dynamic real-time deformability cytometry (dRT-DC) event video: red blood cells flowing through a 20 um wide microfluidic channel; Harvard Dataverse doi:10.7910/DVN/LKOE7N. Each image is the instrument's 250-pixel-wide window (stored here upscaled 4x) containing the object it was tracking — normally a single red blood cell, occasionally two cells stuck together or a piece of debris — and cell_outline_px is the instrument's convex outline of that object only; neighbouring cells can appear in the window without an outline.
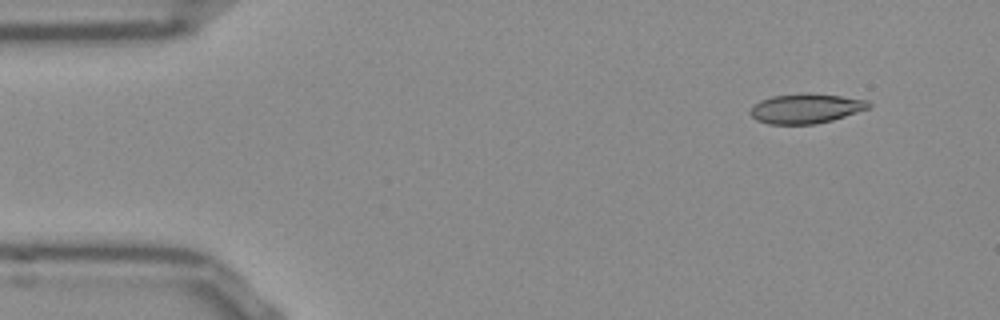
{"species": "Egyptian fruit bat (a non-hibernating species)", "species_latin": "Rousettus aegyptiacus", "temperature_condition": "room temperature", "stored_images_in_passage": 48, "camera_frame_rate_fps": 3000, "um_per_image_px": 0.085, "frame": {"image": 1, "passage_image": 1, "time_ms": 0.0, "image_size_px": [1000, 320], "cell_outline_px": [[872, 104], [868, 108], [832, 120], [816, 124], [768, 124], [756, 120], [748, 112], [760, 100], [772, 96], [808, 92], [840, 96], [868, 100]], "centroid_in_image_um": [68.48, 9.21], "position_along_channel_um": 16.5, "area_um2": 20.46}}
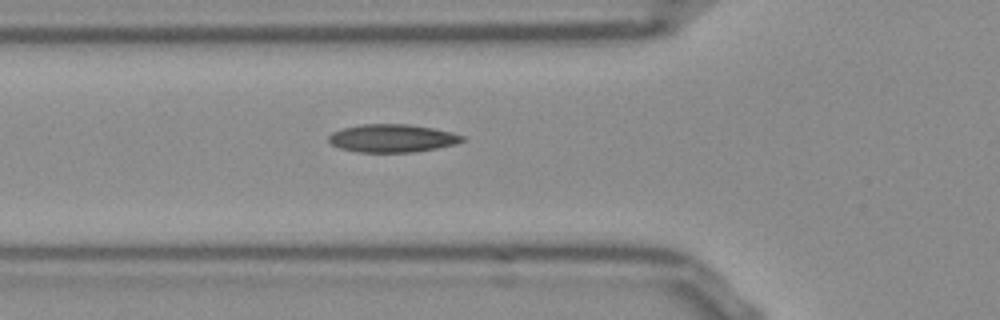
{"frame": {"image": 2, "passage_image": 14, "time_ms": 4.333, "image_size_px": [1000, 320], "cell_outline_px": [[464, 140], [456, 144], [436, 148], [412, 152], [360, 152], [340, 148], [332, 144], [328, 140], [328, 136], [332, 132], [344, 128], [364, 124], [408, 124], [432, 128], [452, 132], [464, 136]], "centroid_in_image_um": [33.34, 11.75], "position_along_channel_um": 92.5, "area_um2": 21.62}}
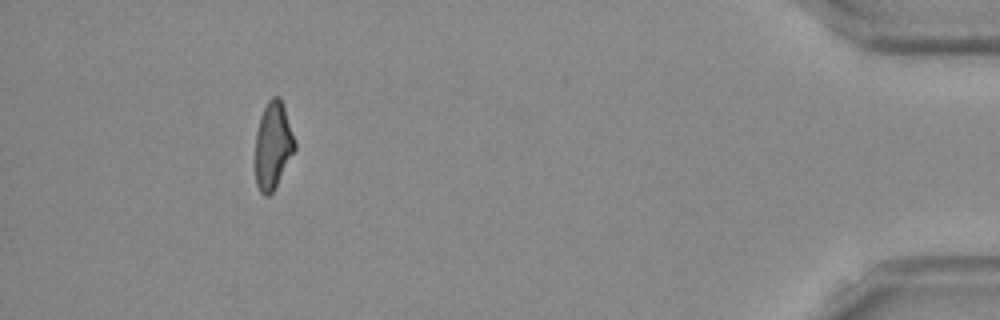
{"frame": {"image": 3, "passage_image": 44, "time_ms": 14.333, "image_size_px": [1000, 320], "cell_outline_px": [[296, 148], [272, 192], [268, 196], [264, 196], [260, 192], [256, 184], [256, 132], [260, 116], [268, 100], [272, 96], [280, 96], [296, 144]], "centroid_in_image_um": [23.19, 12.35], "position_along_channel_um": 412.0, "area_um2": 19.71}, "authors_computed_cell_mechanics": {"area_um2": 20.8658, "velocity_mm_per_s": 3.8487, "shape_relaxation_time_tau1_ms": null, "shape_relaxation_time_tau2_ms": 3.008, "deformation_change_tau1": null, "deformation_change_tau2": 0.0989}}